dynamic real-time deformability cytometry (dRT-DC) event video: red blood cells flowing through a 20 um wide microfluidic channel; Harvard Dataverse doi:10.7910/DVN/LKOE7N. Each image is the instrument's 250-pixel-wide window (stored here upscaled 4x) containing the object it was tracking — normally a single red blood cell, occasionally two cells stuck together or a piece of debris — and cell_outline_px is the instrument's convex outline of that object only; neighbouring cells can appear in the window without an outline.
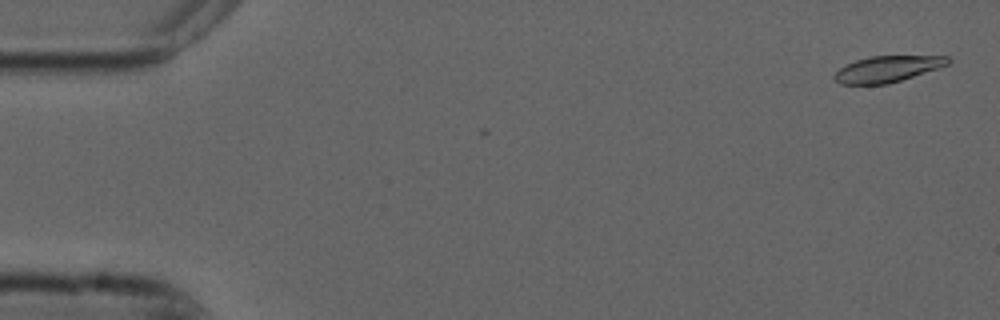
{"species": "common noctule bat (a hibernating species)", "species_latin": "Nyctalus noctula", "temperature_condition": "cold", "stored_images_in_passage": 10, "camera_frame_rate_fps": 3000, "um_per_image_px": 0.085, "animal": {"sex": "male", "forearm_length_mm": 52.5}, "frame": {"image": 1, "passage_image": 2, "time_ms": 0.333, "image_size_px": [1000, 320], "cell_outline_px": [[952, 60], [948, 64], [888, 84], [840, 84], [832, 76], [840, 68], [856, 60], [868, 56], [948, 56]], "centroid_in_image_um": [75.4, 5.85], "position_along_channel_um": 9.6, "area_um2": 16.99}}